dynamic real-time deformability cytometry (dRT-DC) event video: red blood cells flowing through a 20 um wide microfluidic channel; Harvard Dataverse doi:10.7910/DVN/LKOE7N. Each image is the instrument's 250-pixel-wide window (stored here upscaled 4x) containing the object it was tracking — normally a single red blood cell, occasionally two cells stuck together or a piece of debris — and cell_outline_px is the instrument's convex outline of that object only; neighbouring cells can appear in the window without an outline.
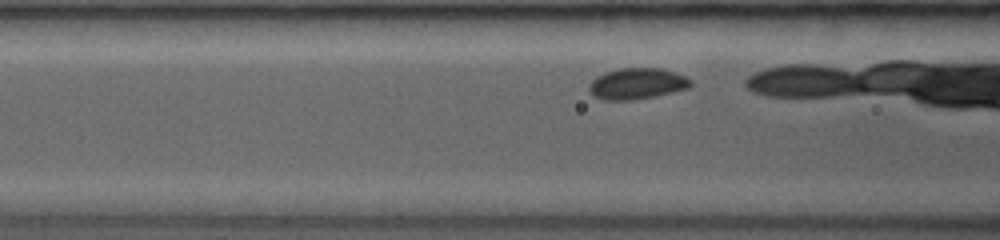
{"species": "common noctule bat (a hibernating species)", "species_latin": "Nyctalus noctula", "temperature_condition": "room temperature", "stored_images_in_passage": 10, "camera_frame_rate_fps": 3500, "um_per_image_px": 0.085, "animal": {"sex": "female", "body_mass_g": 19.0, "forearm_length_mm": 53.3}, "frame": {"image": 1, "passage_image": 4, "time_ms": 1.143, "image_size_px": [1000, 240], "cell_outline_px": [[692, 84], [688, 88], [672, 92], [652, 96], [628, 100], [604, 100], [596, 96], [588, 88], [588, 84], [596, 76], [604, 72], [620, 68], [660, 68], [684, 76], [692, 80]], "centroid_in_image_um": [54.12, 7.1], "position_along_channel_um": 112.5, "area_um2": 18.15}}